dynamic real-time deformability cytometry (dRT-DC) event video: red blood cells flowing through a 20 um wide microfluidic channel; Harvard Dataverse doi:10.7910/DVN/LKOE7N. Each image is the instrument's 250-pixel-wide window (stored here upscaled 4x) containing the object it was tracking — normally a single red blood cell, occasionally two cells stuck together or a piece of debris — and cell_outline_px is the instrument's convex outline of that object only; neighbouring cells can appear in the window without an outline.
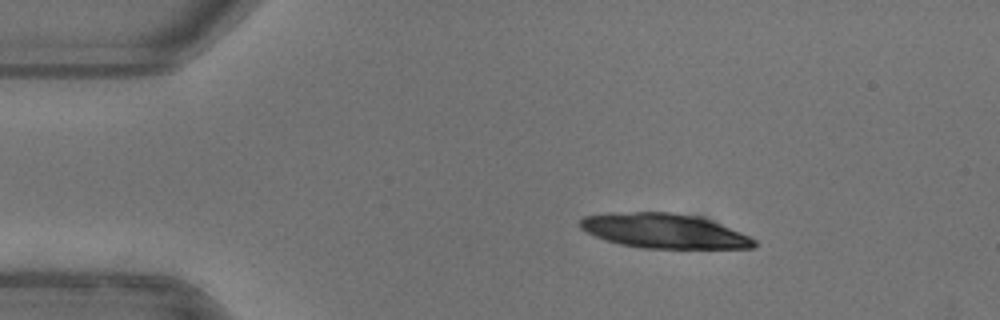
{"species": "common noctule bat (a hibernating species)", "species_latin": "Nyctalus noctula", "temperature_condition": "warm", "stored_images_in_passage": 43, "camera_frame_rate_fps": 3000, "um_per_image_px": 0.085, "animal": {"sex": "female"}, "frame": {"image": 1, "passage_image": 1, "time_ms": 0.0, "image_size_px": [1000, 320], "cell_outline_px": [[756, 244], [752, 248], [640, 248], [620, 244], [596, 236], [580, 228], [580, 220], [584, 216], [612, 212], [672, 212], [696, 216], [720, 224], [740, 232], [756, 240]], "centroid_in_image_um": [56.42, 19.62], "position_along_channel_um": 28.6, "area_um2": 34.8}}